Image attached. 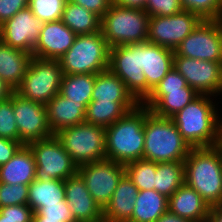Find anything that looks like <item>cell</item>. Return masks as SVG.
I'll use <instances>...</instances> for the list:
<instances>
[{"label": "cell", "instance_id": "obj_1", "mask_svg": "<svg viewBox=\"0 0 222 222\" xmlns=\"http://www.w3.org/2000/svg\"><path fill=\"white\" fill-rule=\"evenodd\" d=\"M210 97L200 94L172 117L182 138L191 148L222 144V120Z\"/></svg>", "mask_w": 222, "mask_h": 222}, {"label": "cell", "instance_id": "obj_2", "mask_svg": "<svg viewBox=\"0 0 222 222\" xmlns=\"http://www.w3.org/2000/svg\"><path fill=\"white\" fill-rule=\"evenodd\" d=\"M184 177L210 207L222 205V144L191 148L184 160Z\"/></svg>", "mask_w": 222, "mask_h": 222}, {"label": "cell", "instance_id": "obj_3", "mask_svg": "<svg viewBox=\"0 0 222 222\" xmlns=\"http://www.w3.org/2000/svg\"><path fill=\"white\" fill-rule=\"evenodd\" d=\"M146 106L138 104L105 128L106 159L122 165L143 159Z\"/></svg>", "mask_w": 222, "mask_h": 222}, {"label": "cell", "instance_id": "obj_4", "mask_svg": "<svg viewBox=\"0 0 222 222\" xmlns=\"http://www.w3.org/2000/svg\"><path fill=\"white\" fill-rule=\"evenodd\" d=\"M190 149L172 118L157 116L146 107L143 159L156 163L184 161Z\"/></svg>", "mask_w": 222, "mask_h": 222}, {"label": "cell", "instance_id": "obj_5", "mask_svg": "<svg viewBox=\"0 0 222 222\" xmlns=\"http://www.w3.org/2000/svg\"><path fill=\"white\" fill-rule=\"evenodd\" d=\"M149 14L112 3L101 18V32L110 48L147 42Z\"/></svg>", "mask_w": 222, "mask_h": 222}, {"label": "cell", "instance_id": "obj_6", "mask_svg": "<svg viewBox=\"0 0 222 222\" xmlns=\"http://www.w3.org/2000/svg\"><path fill=\"white\" fill-rule=\"evenodd\" d=\"M110 46L101 31L77 35L59 59L63 74H97L109 68Z\"/></svg>", "mask_w": 222, "mask_h": 222}, {"label": "cell", "instance_id": "obj_7", "mask_svg": "<svg viewBox=\"0 0 222 222\" xmlns=\"http://www.w3.org/2000/svg\"><path fill=\"white\" fill-rule=\"evenodd\" d=\"M55 136L77 166L106 159L104 127L83 122L61 129Z\"/></svg>", "mask_w": 222, "mask_h": 222}, {"label": "cell", "instance_id": "obj_8", "mask_svg": "<svg viewBox=\"0 0 222 222\" xmlns=\"http://www.w3.org/2000/svg\"><path fill=\"white\" fill-rule=\"evenodd\" d=\"M62 76L59 60L32 57L15 92L23 98L46 105L59 94Z\"/></svg>", "mask_w": 222, "mask_h": 222}, {"label": "cell", "instance_id": "obj_9", "mask_svg": "<svg viewBox=\"0 0 222 222\" xmlns=\"http://www.w3.org/2000/svg\"><path fill=\"white\" fill-rule=\"evenodd\" d=\"M28 146L35 157L36 180L58 179L65 181L77 173L78 166L72 161L55 134L46 139L31 142Z\"/></svg>", "mask_w": 222, "mask_h": 222}, {"label": "cell", "instance_id": "obj_10", "mask_svg": "<svg viewBox=\"0 0 222 222\" xmlns=\"http://www.w3.org/2000/svg\"><path fill=\"white\" fill-rule=\"evenodd\" d=\"M108 69L124 82L139 103L147 98V80L142 71V43L110 48Z\"/></svg>", "mask_w": 222, "mask_h": 222}, {"label": "cell", "instance_id": "obj_11", "mask_svg": "<svg viewBox=\"0 0 222 222\" xmlns=\"http://www.w3.org/2000/svg\"><path fill=\"white\" fill-rule=\"evenodd\" d=\"M174 56L222 63V20H203L178 45Z\"/></svg>", "mask_w": 222, "mask_h": 222}, {"label": "cell", "instance_id": "obj_12", "mask_svg": "<svg viewBox=\"0 0 222 222\" xmlns=\"http://www.w3.org/2000/svg\"><path fill=\"white\" fill-rule=\"evenodd\" d=\"M202 21L198 14L187 10L171 16H150L147 42L174 51Z\"/></svg>", "mask_w": 222, "mask_h": 222}, {"label": "cell", "instance_id": "obj_13", "mask_svg": "<svg viewBox=\"0 0 222 222\" xmlns=\"http://www.w3.org/2000/svg\"><path fill=\"white\" fill-rule=\"evenodd\" d=\"M77 173L85 182L92 198L103 210L125 175V167L113 160L103 159L78 166Z\"/></svg>", "mask_w": 222, "mask_h": 222}, {"label": "cell", "instance_id": "obj_14", "mask_svg": "<svg viewBox=\"0 0 222 222\" xmlns=\"http://www.w3.org/2000/svg\"><path fill=\"white\" fill-rule=\"evenodd\" d=\"M13 111L23 145L53 136L48 124L46 106L23 98L13 91Z\"/></svg>", "mask_w": 222, "mask_h": 222}, {"label": "cell", "instance_id": "obj_15", "mask_svg": "<svg viewBox=\"0 0 222 222\" xmlns=\"http://www.w3.org/2000/svg\"><path fill=\"white\" fill-rule=\"evenodd\" d=\"M173 67L199 94L214 97L222 94V63L174 56Z\"/></svg>", "mask_w": 222, "mask_h": 222}, {"label": "cell", "instance_id": "obj_16", "mask_svg": "<svg viewBox=\"0 0 222 222\" xmlns=\"http://www.w3.org/2000/svg\"><path fill=\"white\" fill-rule=\"evenodd\" d=\"M43 24L27 7L0 25V40L7 46L32 54Z\"/></svg>", "mask_w": 222, "mask_h": 222}, {"label": "cell", "instance_id": "obj_17", "mask_svg": "<svg viewBox=\"0 0 222 222\" xmlns=\"http://www.w3.org/2000/svg\"><path fill=\"white\" fill-rule=\"evenodd\" d=\"M76 36L61 20L44 22L32 56L59 60L73 45Z\"/></svg>", "mask_w": 222, "mask_h": 222}, {"label": "cell", "instance_id": "obj_18", "mask_svg": "<svg viewBox=\"0 0 222 222\" xmlns=\"http://www.w3.org/2000/svg\"><path fill=\"white\" fill-rule=\"evenodd\" d=\"M65 199L76 222H92L103 218V210L92 198L81 176L76 173L64 181Z\"/></svg>", "mask_w": 222, "mask_h": 222}, {"label": "cell", "instance_id": "obj_19", "mask_svg": "<svg viewBox=\"0 0 222 222\" xmlns=\"http://www.w3.org/2000/svg\"><path fill=\"white\" fill-rule=\"evenodd\" d=\"M199 95L188 85L174 90H152L142 104L157 116L172 118Z\"/></svg>", "mask_w": 222, "mask_h": 222}, {"label": "cell", "instance_id": "obj_20", "mask_svg": "<svg viewBox=\"0 0 222 222\" xmlns=\"http://www.w3.org/2000/svg\"><path fill=\"white\" fill-rule=\"evenodd\" d=\"M173 65V50L149 42L142 43V71L147 80V97Z\"/></svg>", "mask_w": 222, "mask_h": 222}, {"label": "cell", "instance_id": "obj_21", "mask_svg": "<svg viewBox=\"0 0 222 222\" xmlns=\"http://www.w3.org/2000/svg\"><path fill=\"white\" fill-rule=\"evenodd\" d=\"M210 206L185 183L168 198V210L190 222H207Z\"/></svg>", "mask_w": 222, "mask_h": 222}, {"label": "cell", "instance_id": "obj_22", "mask_svg": "<svg viewBox=\"0 0 222 222\" xmlns=\"http://www.w3.org/2000/svg\"><path fill=\"white\" fill-rule=\"evenodd\" d=\"M48 124L53 134L63 128L85 122L86 106L61 94L54 96L46 105Z\"/></svg>", "mask_w": 222, "mask_h": 222}, {"label": "cell", "instance_id": "obj_23", "mask_svg": "<svg viewBox=\"0 0 222 222\" xmlns=\"http://www.w3.org/2000/svg\"><path fill=\"white\" fill-rule=\"evenodd\" d=\"M138 192L136 185L125 174L103 209V219L107 222H129Z\"/></svg>", "mask_w": 222, "mask_h": 222}, {"label": "cell", "instance_id": "obj_24", "mask_svg": "<svg viewBox=\"0 0 222 222\" xmlns=\"http://www.w3.org/2000/svg\"><path fill=\"white\" fill-rule=\"evenodd\" d=\"M35 157L28 145H23L16 154L0 166V182L29 185L35 180Z\"/></svg>", "mask_w": 222, "mask_h": 222}, {"label": "cell", "instance_id": "obj_25", "mask_svg": "<svg viewBox=\"0 0 222 222\" xmlns=\"http://www.w3.org/2000/svg\"><path fill=\"white\" fill-rule=\"evenodd\" d=\"M32 54L7 46L0 40V78L14 91L21 84Z\"/></svg>", "mask_w": 222, "mask_h": 222}, {"label": "cell", "instance_id": "obj_26", "mask_svg": "<svg viewBox=\"0 0 222 222\" xmlns=\"http://www.w3.org/2000/svg\"><path fill=\"white\" fill-rule=\"evenodd\" d=\"M92 101L138 102L126 89L124 82L109 69L95 74Z\"/></svg>", "mask_w": 222, "mask_h": 222}, {"label": "cell", "instance_id": "obj_27", "mask_svg": "<svg viewBox=\"0 0 222 222\" xmlns=\"http://www.w3.org/2000/svg\"><path fill=\"white\" fill-rule=\"evenodd\" d=\"M138 104L140 103L91 101L86 107L85 122L107 128Z\"/></svg>", "mask_w": 222, "mask_h": 222}, {"label": "cell", "instance_id": "obj_28", "mask_svg": "<svg viewBox=\"0 0 222 222\" xmlns=\"http://www.w3.org/2000/svg\"><path fill=\"white\" fill-rule=\"evenodd\" d=\"M63 180H34L28 185L27 204L36 212L43 205L62 204L65 201Z\"/></svg>", "mask_w": 222, "mask_h": 222}, {"label": "cell", "instance_id": "obj_29", "mask_svg": "<svg viewBox=\"0 0 222 222\" xmlns=\"http://www.w3.org/2000/svg\"><path fill=\"white\" fill-rule=\"evenodd\" d=\"M168 211V198L156 190L139 191L129 222H155Z\"/></svg>", "mask_w": 222, "mask_h": 222}, {"label": "cell", "instance_id": "obj_30", "mask_svg": "<svg viewBox=\"0 0 222 222\" xmlns=\"http://www.w3.org/2000/svg\"><path fill=\"white\" fill-rule=\"evenodd\" d=\"M61 21L76 35L101 31V18L83 6L66 1Z\"/></svg>", "mask_w": 222, "mask_h": 222}, {"label": "cell", "instance_id": "obj_31", "mask_svg": "<svg viewBox=\"0 0 222 222\" xmlns=\"http://www.w3.org/2000/svg\"><path fill=\"white\" fill-rule=\"evenodd\" d=\"M185 183L184 161L156 163L154 190L169 198Z\"/></svg>", "mask_w": 222, "mask_h": 222}, {"label": "cell", "instance_id": "obj_32", "mask_svg": "<svg viewBox=\"0 0 222 222\" xmlns=\"http://www.w3.org/2000/svg\"><path fill=\"white\" fill-rule=\"evenodd\" d=\"M95 74H63L59 94L86 107L92 101Z\"/></svg>", "mask_w": 222, "mask_h": 222}, {"label": "cell", "instance_id": "obj_33", "mask_svg": "<svg viewBox=\"0 0 222 222\" xmlns=\"http://www.w3.org/2000/svg\"><path fill=\"white\" fill-rule=\"evenodd\" d=\"M125 167V174L136 185L139 191L154 190L156 162L139 159L130 162Z\"/></svg>", "mask_w": 222, "mask_h": 222}, {"label": "cell", "instance_id": "obj_34", "mask_svg": "<svg viewBox=\"0 0 222 222\" xmlns=\"http://www.w3.org/2000/svg\"><path fill=\"white\" fill-rule=\"evenodd\" d=\"M67 0H29L28 8L42 22L61 20Z\"/></svg>", "mask_w": 222, "mask_h": 222}, {"label": "cell", "instance_id": "obj_35", "mask_svg": "<svg viewBox=\"0 0 222 222\" xmlns=\"http://www.w3.org/2000/svg\"><path fill=\"white\" fill-rule=\"evenodd\" d=\"M183 10L198 14L203 20H222L220 0H180Z\"/></svg>", "mask_w": 222, "mask_h": 222}, {"label": "cell", "instance_id": "obj_36", "mask_svg": "<svg viewBox=\"0 0 222 222\" xmlns=\"http://www.w3.org/2000/svg\"><path fill=\"white\" fill-rule=\"evenodd\" d=\"M0 137L19 141V131L13 111V92L0 102Z\"/></svg>", "mask_w": 222, "mask_h": 222}, {"label": "cell", "instance_id": "obj_37", "mask_svg": "<svg viewBox=\"0 0 222 222\" xmlns=\"http://www.w3.org/2000/svg\"><path fill=\"white\" fill-rule=\"evenodd\" d=\"M28 185L7 184L0 182V208L27 204Z\"/></svg>", "mask_w": 222, "mask_h": 222}, {"label": "cell", "instance_id": "obj_38", "mask_svg": "<svg viewBox=\"0 0 222 222\" xmlns=\"http://www.w3.org/2000/svg\"><path fill=\"white\" fill-rule=\"evenodd\" d=\"M145 11L149 16H171L183 11L180 0H147Z\"/></svg>", "mask_w": 222, "mask_h": 222}, {"label": "cell", "instance_id": "obj_39", "mask_svg": "<svg viewBox=\"0 0 222 222\" xmlns=\"http://www.w3.org/2000/svg\"><path fill=\"white\" fill-rule=\"evenodd\" d=\"M35 213L46 219L76 222L66 200L62 204L43 205Z\"/></svg>", "mask_w": 222, "mask_h": 222}, {"label": "cell", "instance_id": "obj_40", "mask_svg": "<svg viewBox=\"0 0 222 222\" xmlns=\"http://www.w3.org/2000/svg\"><path fill=\"white\" fill-rule=\"evenodd\" d=\"M34 211L28 204L0 208V222H32Z\"/></svg>", "mask_w": 222, "mask_h": 222}, {"label": "cell", "instance_id": "obj_41", "mask_svg": "<svg viewBox=\"0 0 222 222\" xmlns=\"http://www.w3.org/2000/svg\"><path fill=\"white\" fill-rule=\"evenodd\" d=\"M186 86L185 78L173 67L153 90H174Z\"/></svg>", "mask_w": 222, "mask_h": 222}, {"label": "cell", "instance_id": "obj_42", "mask_svg": "<svg viewBox=\"0 0 222 222\" xmlns=\"http://www.w3.org/2000/svg\"><path fill=\"white\" fill-rule=\"evenodd\" d=\"M29 0H0V25L11 19L18 11L28 7Z\"/></svg>", "mask_w": 222, "mask_h": 222}, {"label": "cell", "instance_id": "obj_43", "mask_svg": "<svg viewBox=\"0 0 222 222\" xmlns=\"http://www.w3.org/2000/svg\"><path fill=\"white\" fill-rule=\"evenodd\" d=\"M76 5L83 6L100 18L110 9L112 0H68Z\"/></svg>", "mask_w": 222, "mask_h": 222}, {"label": "cell", "instance_id": "obj_44", "mask_svg": "<svg viewBox=\"0 0 222 222\" xmlns=\"http://www.w3.org/2000/svg\"><path fill=\"white\" fill-rule=\"evenodd\" d=\"M22 146L20 141L0 137V166L6 164Z\"/></svg>", "mask_w": 222, "mask_h": 222}, {"label": "cell", "instance_id": "obj_45", "mask_svg": "<svg viewBox=\"0 0 222 222\" xmlns=\"http://www.w3.org/2000/svg\"><path fill=\"white\" fill-rule=\"evenodd\" d=\"M147 0H112V3L126 8L143 9L145 10Z\"/></svg>", "mask_w": 222, "mask_h": 222}, {"label": "cell", "instance_id": "obj_46", "mask_svg": "<svg viewBox=\"0 0 222 222\" xmlns=\"http://www.w3.org/2000/svg\"><path fill=\"white\" fill-rule=\"evenodd\" d=\"M207 222H222V205L210 207Z\"/></svg>", "mask_w": 222, "mask_h": 222}, {"label": "cell", "instance_id": "obj_47", "mask_svg": "<svg viewBox=\"0 0 222 222\" xmlns=\"http://www.w3.org/2000/svg\"><path fill=\"white\" fill-rule=\"evenodd\" d=\"M155 222H190L189 220L173 214L169 210L162 214Z\"/></svg>", "mask_w": 222, "mask_h": 222}, {"label": "cell", "instance_id": "obj_48", "mask_svg": "<svg viewBox=\"0 0 222 222\" xmlns=\"http://www.w3.org/2000/svg\"><path fill=\"white\" fill-rule=\"evenodd\" d=\"M14 90L0 78V102L8 99Z\"/></svg>", "mask_w": 222, "mask_h": 222}, {"label": "cell", "instance_id": "obj_49", "mask_svg": "<svg viewBox=\"0 0 222 222\" xmlns=\"http://www.w3.org/2000/svg\"><path fill=\"white\" fill-rule=\"evenodd\" d=\"M32 222H62V221L61 220H53V219L42 218L34 212Z\"/></svg>", "mask_w": 222, "mask_h": 222}, {"label": "cell", "instance_id": "obj_50", "mask_svg": "<svg viewBox=\"0 0 222 222\" xmlns=\"http://www.w3.org/2000/svg\"><path fill=\"white\" fill-rule=\"evenodd\" d=\"M92 222H107V221L102 218L100 220H96V221H92Z\"/></svg>", "mask_w": 222, "mask_h": 222}]
</instances>
